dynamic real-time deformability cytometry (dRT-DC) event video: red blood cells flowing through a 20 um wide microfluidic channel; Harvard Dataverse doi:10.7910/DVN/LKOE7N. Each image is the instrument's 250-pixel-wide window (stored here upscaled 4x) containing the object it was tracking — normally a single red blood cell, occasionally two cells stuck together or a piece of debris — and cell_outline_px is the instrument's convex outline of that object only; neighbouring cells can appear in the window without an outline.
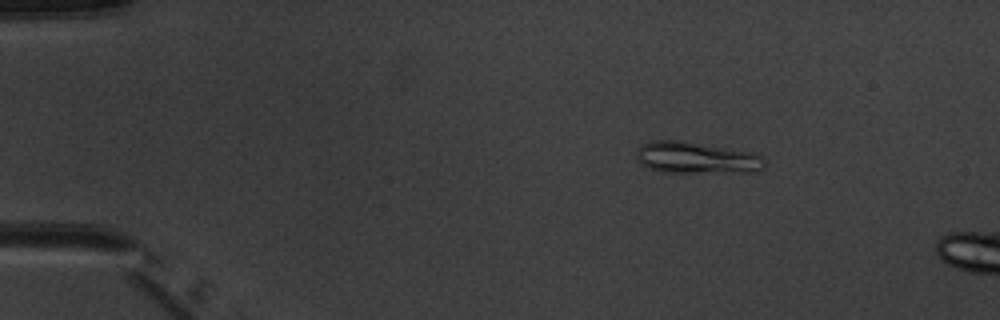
{"species": "common noctule bat (a hibernating species)", "species_latin": "Nyctalus noctula", "temperature_condition": "warm", "stored_images_in_passage": 4, "camera_frame_rate_fps": 3000, "um_per_image_px": 0.085, "animal": {"sex": "male", "body_mass_g": 20.1, "forearm_length_mm": 53.5}, "frame": {"image": 1, "passage_image": 2, "time_ms": 1.333, "image_size_px": [1000, 320], "cell_outline_px": [[768, 164], [760, 172], [664, 172], [648, 168], [640, 164], [636, 160], [636, 148], [640, 144], [648, 140], [684, 140], [756, 152], [764, 156]], "centroid_in_image_um": [59.24, 13.39], "position_along_channel_um": 25.8, "area_um2": 24.62}}